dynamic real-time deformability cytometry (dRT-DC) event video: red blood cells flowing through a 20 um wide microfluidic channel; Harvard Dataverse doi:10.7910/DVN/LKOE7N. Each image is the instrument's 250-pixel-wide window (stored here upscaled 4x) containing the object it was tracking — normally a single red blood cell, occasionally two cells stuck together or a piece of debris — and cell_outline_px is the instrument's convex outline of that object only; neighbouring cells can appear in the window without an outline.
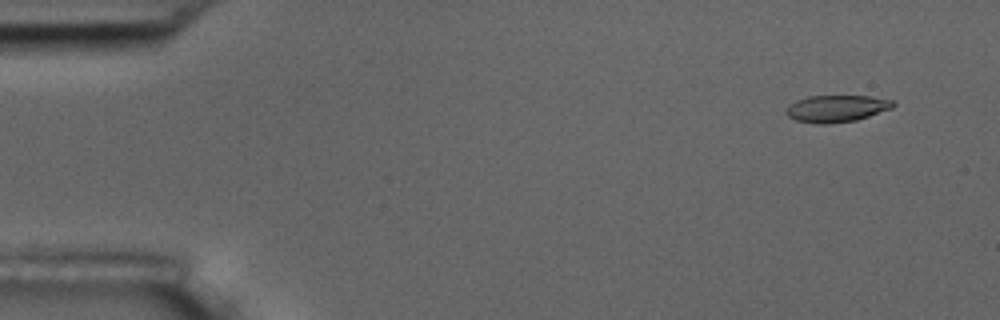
{"species": "common noctule bat (a hibernating species)", "species_latin": "Nyctalus noctula", "temperature_condition": "room temperature", "stored_images_in_passage": 10, "camera_frame_rate_fps": 3000, "um_per_image_px": 0.085, "animal": {"sex": "male", "body_mass_g": 17.5, "forearm_length_mm": 52.3}, "frame": {"image": 1, "passage_image": 2, "time_ms": 1.0, "image_size_px": [1000, 320], "cell_outline_px": [[896, 104], [892, 108], [856, 120], [828, 124], [816, 124], [796, 120], [788, 116], [784, 112], [796, 100], [808, 96], [872, 96], [896, 100]], "centroid_in_image_um": [71.14, 9.22], "position_along_channel_um": 13.9, "area_um2": 16.82}}
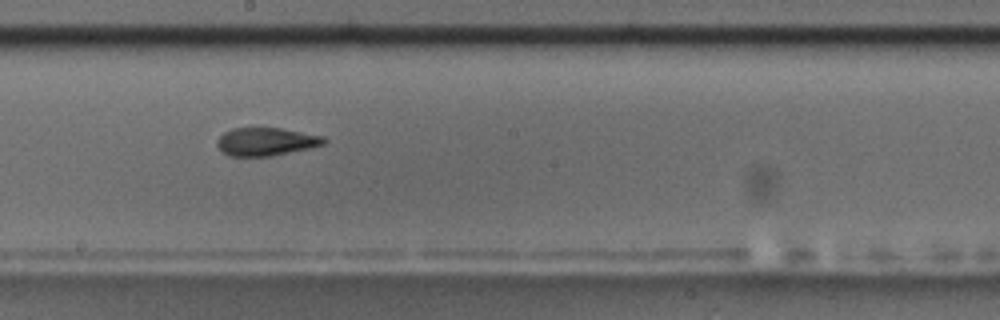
{"frame": {"image": 2, "passage_image": 9, "time_ms": 10.0, "image_size_px": [1000, 320], "cell_outline_px": [[328, 140], [324, 144], [312, 148], [272, 156], [228, 156], [220, 152], [216, 144], [216, 140], [224, 132], [232, 128], [280, 128], [324, 136]], "centroid_in_image_um": [22.6, 12.05], "position_along_channel_um": 225.6, "area_um2": 17.74}}
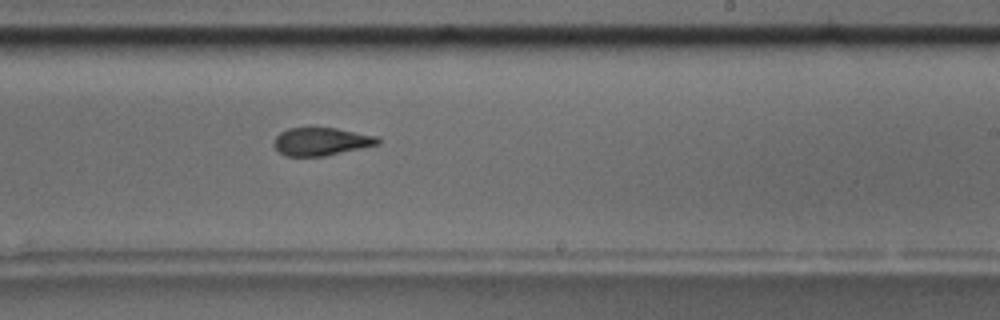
{"frame": {"image": 3, "passage_image": 10, "time_ms": 11.0, "image_size_px": [1000, 320], "cell_outline_px": [[380, 144], [324, 156], [284, 156], [272, 144], [276, 136], [280, 132], [288, 128], [336, 128], [376, 136], [380, 140]], "centroid_in_image_um": [27.28, 12.03], "position_along_channel_um": 261.7, "area_um2": 16.82}}